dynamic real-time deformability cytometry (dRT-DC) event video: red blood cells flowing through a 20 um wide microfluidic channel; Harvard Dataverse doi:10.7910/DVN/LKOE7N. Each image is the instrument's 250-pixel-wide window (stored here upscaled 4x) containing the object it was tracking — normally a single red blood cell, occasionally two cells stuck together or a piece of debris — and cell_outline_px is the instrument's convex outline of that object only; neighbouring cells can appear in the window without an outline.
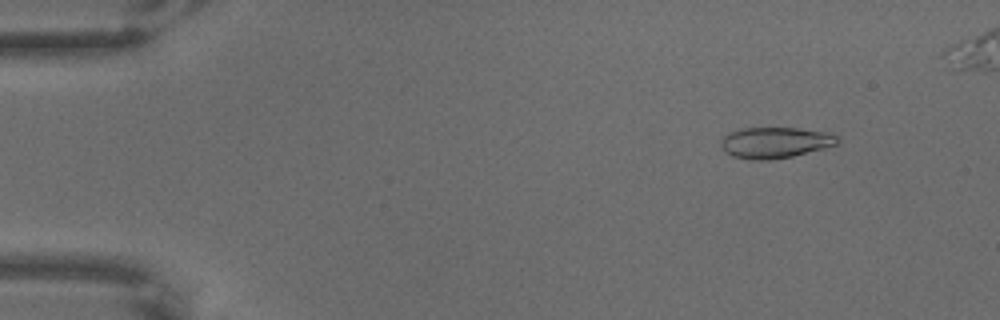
{"species": "common noctule bat (a hibernating species)", "species_latin": "Nyctalus noctula", "temperature_condition": "warm", "stored_images_in_passage": 58, "camera_frame_rate_fps": 3000, "um_per_image_px": 0.085, "animal": {"sex": "male", "body_mass_g": 18.8}, "frame": {"image": 1, "passage_image": 7, "time_ms": 2.0, "image_size_px": [1000, 320], "cell_outline_px": [[840, 140], [836, 144], [824, 148], [792, 156], [772, 160], [748, 160], [732, 156], [724, 152], [720, 144], [720, 140], [728, 132], [740, 128], [796, 128], [828, 132], [836, 136]], "centroid_in_image_um": [65.82, 12.12], "position_along_channel_um": 19.2, "area_um2": 21.21}}
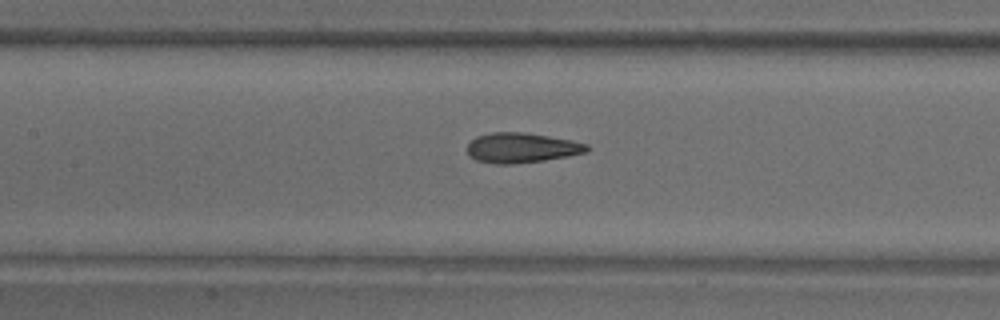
{"frame": {"image": 2, "passage_image": 30, "time_ms": 9.667, "image_size_px": [1000, 320], "cell_outline_px": [[592, 148], [588, 152], [568, 156], [544, 160], [512, 164], [496, 164], [476, 160], [468, 156], [468, 144], [476, 136], [492, 132], [524, 132], [572, 140], [588, 144]], "centroid_in_image_um": [44.36, 12.56], "position_along_channel_um": 163.0, "area_um2": 21.04}}
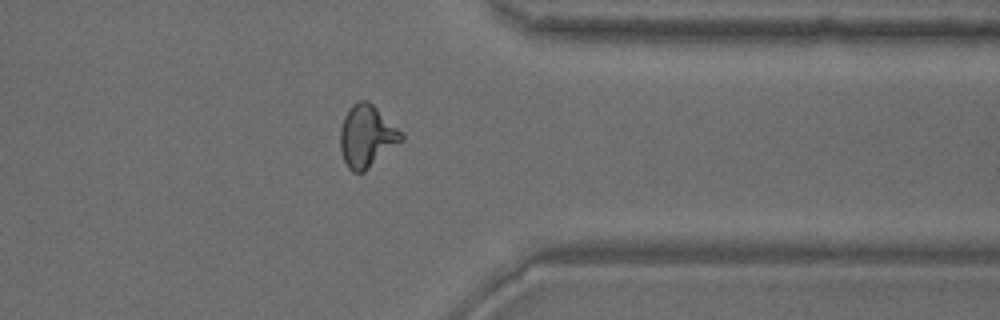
{"frame": {"image": 3, "passage_image": 51, "time_ms": 16.667, "image_size_px": [1000, 320], "cell_outline_px": [[404, 140], [364, 172], [352, 172], [348, 168], [344, 160], [340, 148], [340, 128], [344, 116], [348, 108], [352, 104], [360, 100], [368, 100], [404, 136]], "centroid_in_image_um": [31.14, 11.59], "position_along_channel_um": 380.3, "area_um2": 21.91}}